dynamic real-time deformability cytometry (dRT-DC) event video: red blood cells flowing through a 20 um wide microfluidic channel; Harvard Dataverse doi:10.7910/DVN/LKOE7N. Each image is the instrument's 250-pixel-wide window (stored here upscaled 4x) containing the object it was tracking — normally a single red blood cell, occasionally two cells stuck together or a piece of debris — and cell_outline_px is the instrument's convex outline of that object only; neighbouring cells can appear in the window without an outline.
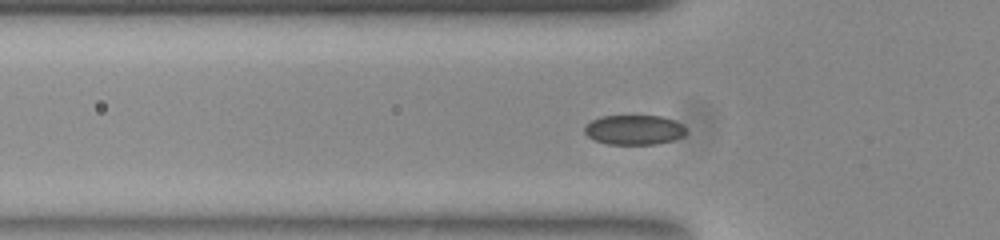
{"species": "common noctule bat (a hibernating species)", "species_latin": "Nyctalus noctula", "temperature_condition": "room temperature", "stored_images_in_passage": 45, "camera_frame_rate_fps": 3000, "um_per_image_px": 0.085, "animal": {"sex": "female", "body_mass_g": 23.0, "forearm_length_mm": 53.4}, "frame": {"image": 1, "passage_image": 7, "time_ms": 2.0, "image_size_px": [1000, 240], "cell_outline_px": [[688, 132], [684, 136], [672, 140], [656, 144], [608, 144], [596, 140], [588, 136], [584, 132], [584, 128], [592, 120], [600, 116], [660, 116], [676, 120]], "centroid_in_image_um": [53.92, 11.03], "position_along_channel_um": 71.9, "area_um2": 17.51}}
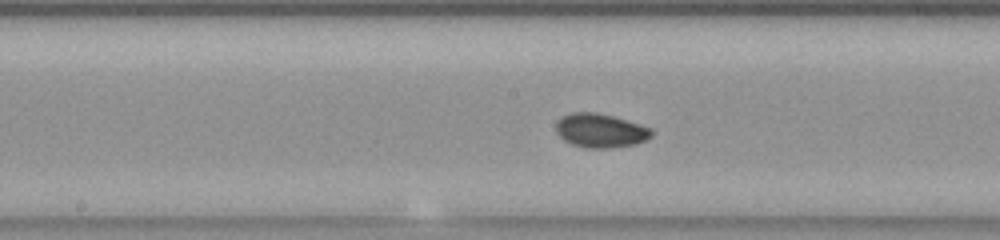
{"frame": {"image": 2, "passage_image": 17, "time_ms": 5.333, "image_size_px": [1000, 240], "cell_outline_px": [[652, 136], [636, 144], [612, 148], [584, 148], [572, 144], [564, 140], [556, 132], [556, 124], [564, 116], [572, 112], [596, 112], [612, 116], [652, 128]], "centroid_in_image_um": [51.04, 11.11], "position_along_channel_um": 197.2, "area_um2": 18.79}}
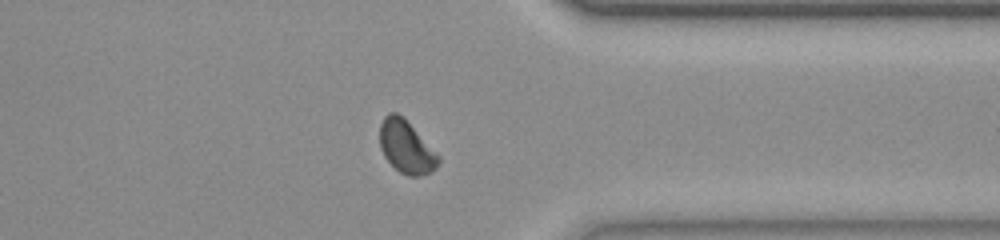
{"frame": {"image": 3, "passage_image": 32, "time_ms": 10.333, "image_size_px": [1000, 240], "cell_outline_px": [[440, 160], [436, 168], [432, 172], [420, 176], [408, 176], [400, 172], [384, 156], [380, 148], [380, 124], [384, 116], [388, 112], [396, 112], [440, 156]], "centroid_in_image_um": [34.52, 12.52], "position_along_channel_um": 376.9, "area_um2": 17.57}, "authors_computed_cell_mechanics": {"area_um2": 17.5712, "velocity_mm_per_s": 3.741, "shape_relaxation_time_tau1_ms": 3.3098, "shape_relaxation_time_tau2_ms": 8.5245, "deformation_change_tau1": 0.0726, "deformation_change_tau2": 0.0924}}